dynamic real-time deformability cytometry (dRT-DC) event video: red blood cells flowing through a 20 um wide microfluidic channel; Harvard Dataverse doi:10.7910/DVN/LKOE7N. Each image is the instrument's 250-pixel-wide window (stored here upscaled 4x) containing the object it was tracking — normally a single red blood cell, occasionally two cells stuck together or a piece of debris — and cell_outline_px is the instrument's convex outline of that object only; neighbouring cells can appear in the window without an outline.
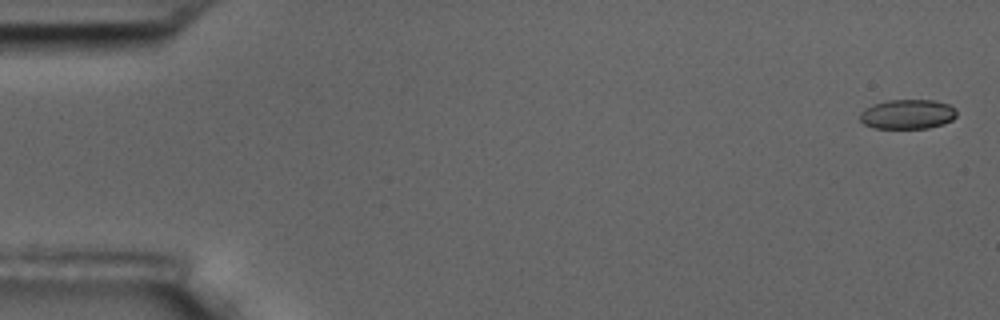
{"species": "common noctule bat (a hibernating species)", "species_latin": "Nyctalus noctula", "temperature_condition": "room temperature", "stored_images_in_passage": 5, "camera_frame_rate_fps": 3000, "um_per_image_px": 0.085, "animal": {"sex": "male", "body_mass_g": 17.5, "forearm_length_mm": 52.3}, "frame": {"image": 1, "passage_image": 1, "time_ms": 0.0, "image_size_px": [1000, 320], "cell_outline_px": [[956, 116], [952, 120], [944, 124], [928, 128], [872, 128], [864, 124], [860, 120], [860, 112], [864, 108], [872, 104], [888, 100], [932, 100], [948, 104], [956, 108]], "centroid_in_image_um": [77.13, 9.71], "position_along_channel_um": 7.9, "area_um2": 16.82}}
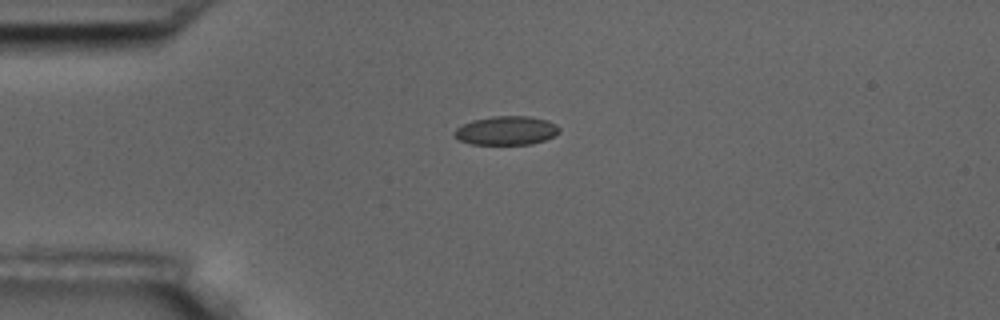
{"frame": {"image": 2, "passage_image": 4, "time_ms": 4.333, "image_size_px": [1000, 320], "cell_outline_px": [[560, 132], [544, 140], [532, 144], [472, 144], [460, 140], [452, 132], [456, 128], [472, 120], [492, 116], [528, 116], [548, 120], [556, 124], [560, 128]], "centroid_in_image_um": [43.05, 11.09], "position_along_channel_um": 41.9, "area_um2": 17.57}}